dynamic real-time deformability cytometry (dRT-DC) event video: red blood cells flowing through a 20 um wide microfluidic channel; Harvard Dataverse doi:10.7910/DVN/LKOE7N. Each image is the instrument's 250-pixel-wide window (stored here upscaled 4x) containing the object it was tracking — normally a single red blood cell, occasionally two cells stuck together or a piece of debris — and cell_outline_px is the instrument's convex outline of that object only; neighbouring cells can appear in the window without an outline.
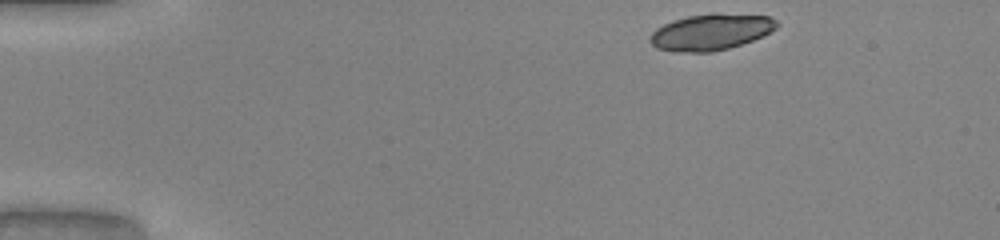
{"species": "common noctule bat (a hibernating species)", "species_latin": "Nyctalus noctula", "temperature_condition": "warm", "stored_images_in_passage": 10, "camera_frame_rate_fps": 3000, "um_per_image_px": 0.085, "animal": {"sex": "male", "body_mass_g": 20.0, "forearm_length_mm": 53.3}, "frame": {"image": 1, "passage_image": 1, "time_ms": 0.0, "image_size_px": [1000, 240], "cell_outline_px": [[780, 24], [776, 28], [752, 40], [728, 48], [712, 52], [672, 52], [656, 48], [648, 40], [652, 32], [656, 28], [664, 24], [688, 16], [712, 12], [716, 12], [768, 16], [776, 20]], "centroid_in_image_um": [60.39, 2.71], "position_along_channel_um": 24.6, "area_um2": 26.82}}